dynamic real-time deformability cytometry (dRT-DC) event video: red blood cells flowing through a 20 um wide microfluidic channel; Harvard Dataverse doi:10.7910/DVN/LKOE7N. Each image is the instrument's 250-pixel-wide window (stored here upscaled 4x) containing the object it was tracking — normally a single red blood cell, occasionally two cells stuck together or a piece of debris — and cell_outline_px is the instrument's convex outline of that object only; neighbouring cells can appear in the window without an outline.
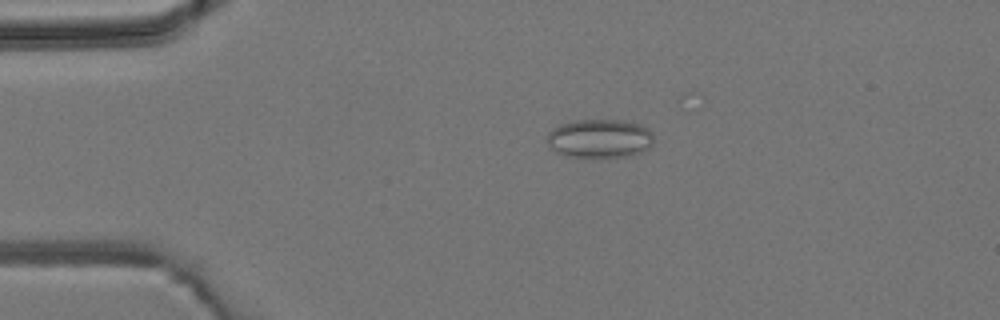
{"species": "common noctule bat (a hibernating species)", "species_latin": "Nyctalus noctula", "temperature_condition": "room temperature", "stored_images_in_passage": 2, "camera_frame_rate_fps": 3000, "um_per_image_px": 0.085, "animal": {"sex": "male", "body_mass_g": 19.2, "forearm_length_mm": 51.8}, "frame": {"image": 1, "passage_image": 2, "time_ms": 1.333, "image_size_px": [1000, 320], "cell_outline_px": [[652, 144], [644, 152], [628, 156], [568, 156], [556, 152], [548, 144], [548, 132], [552, 128], [560, 124], [576, 120], [624, 120], [640, 124], [648, 128], [652, 132]], "centroid_in_image_um": [50.99, 11.75], "position_along_channel_um": 34.0, "area_um2": 23.99}}